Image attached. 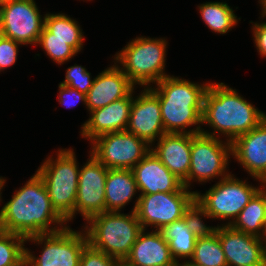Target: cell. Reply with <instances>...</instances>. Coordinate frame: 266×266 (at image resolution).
<instances>
[{
	"label": "cell",
	"instance_id": "obj_41",
	"mask_svg": "<svg viewBox=\"0 0 266 266\" xmlns=\"http://www.w3.org/2000/svg\"><path fill=\"white\" fill-rule=\"evenodd\" d=\"M7 0H0V7L6 2Z\"/></svg>",
	"mask_w": 266,
	"mask_h": 266
},
{
	"label": "cell",
	"instance_id": "obj_10",
	"mask_svg": "<svg viewBox=\"0 0 266 266\" xmlns=\"http://www.w3.org/2000/svg\"><path fill=\"white\" fill-rule=\"evenodd\" d=\"M194 200L195 192H190L183 186L176 192L139 194L132 211L137 214L143 229L152 225L155 230H161L173 221L183 218Z\"/></svg>",
	"mask_w": 266,
	"mask_h": 266
},
{
	"label": "cell",
	"instance_id": "obj_26",
	"mask_svg": "<svg viewBox=\"0 0 266 266\" xmlns=\"http://www.w3.org/2000/svg\"><path fill=\"white\" fill-rule=\"evenodd\" d=\"M187 262L193 266H228L217 233L197 238L193 256Z\"/></svg>",
	"mask_w": 266,
	"mask_h": 266
},
{
	"label": "cell",
	"instance_id": "obj_33",
	"mask_svg": "<svg viewBox=\"0 0 266 266\" xmlns=\"http://www.w3.org/2000/svg\"><path fill=\"white\" fill-rule=\"evenodd\" d=\"M19 45L22 44L0 34V72L17 61Z\"/></svg>",
	"mask_w": 266,
	"mask_h": 266
},
{
	"label": "cell",
	"instance_id": "obj_31",
	"mask_svg": "<svg viewBox=\"0 0 266 266\" xmlns=\"http://www.w3.org/2000/svg\"><path fill=\"white\" fill-rule=\"evenodd\" d=\"M90 75L85 67L75 64L66 70L65 80L60 84L87 94L94 82Z\"/></svg>",
	"mask_w": 266,
	"mask_h": 266
},
{
	"label": "cell",
	"instance_id": "obj_39",
	"mask_svg": "<svg viewBox=\"0 0 266 266\" xmlns=\"http://www.w3.org/2000/svg\"><path fill=\"white\" fill-rule=\"evenodd\" d=\"M262 186H261V191L265 194V196H266V182H263L262 184H261Z\"/></svg>",
	"mask_w": 266,
	"mask_h": 266
},
{
	"label": "cell",
	"instance_id": "obj_12",
	"mask_svg": "<svg viewBox=\"0 0 266 266\" xmlns=\"http://www.w3.org/2000/svg\"><path fill=\"white\" fill-rule=\"evenodd\" d=\"M44 22L34 0H7L0 7V34L23 46L37 45Z\"/></svg>",
	"mask_w": 266,
	"mask_h": 266
},
{
	"label": "cell",
	"instance_id": "obj_27",
	"mask_svg": "<svg viewBox=\"0 0 266 266\" xmlns=\"http://www.w3.org/2000/svg\"><path fill=\"white\" fill-rule=\"evenodd\" d=\"M84 40H60L50 38V32L44 27L40 34L38 45H41L45 53L57 64L71 60L83 48Z\"/></svg>",
	"mask_w": 266,
	"mask_h": 266
},
{
	"label": "cell",
	"instance_id": "obj_38",
	"mask_svg": "<svg viewBox=\"0 0 266 266\" xmlns=\"http://www.w3.org/2000/svg\"><path fill=\"white\" fill-rule=\"evenodd\" d=\"M116 266H131V265H129L128 263H126L124 260H122V261H118L117 264H116Z\"/></svg>",
	"mask_w": 266,
	"mask_h": 266
},
{
	"label": "cell",
	"instance_id": "obj_37",
	"mask_svg": "<svg viewBox=\"0 0 266 266\" xmlns=\"http://www.w3.org/2000/svg\"><path fill=\"white\" fill-rule=\"evenodd\" d=\"M6 182V179H4L2 176L0 177V202L2 201L1 200V190L3 189L4 187V183Z\"/></svg>",
	"mask_w": 266,
	"mask_h": 266
},
{
	"label": "cell",
	"instance_id": "obj_6",
	"mask_svg": "<svg viewBox=\"0 0 266 266\" xmlns=\"http://www.w3.org/2000/svg\"><path fill=\"white\" fill-rule=\"evenodd\" d=\"M79 165L73 149H59L36 171L43 179L53 208L66 221L73 213L78 191Z\"/></svg>",
	"mask_w": 266,
	"mask_h": 266
},
{
	"label": "cell",
	"instance_id": "obj_30",
	"mask_svg": "<svg viewBox=\"0 0 266 266\" xmlns=\"http://www.w3.org/2000/svg\"><path fill=\"white\" fill-rule=\"evenodd\" d=\"M211 218L204 208L196 201V199L186 209L183 219L190 231L197 237H208L216 234L217 227L206 226L201 217Z\"/></svg>",
	"mask_w": 266,
	"mask_h": 266
},
{
	"label": "cell",
	"instance_id": "obj_4",
	"mask_svg": "<svg viewBox=\"0 0 266 266\" xmlns=\"http://www.w3.org/2000/svg\"><path fill=\"white\" fill-rule=\"evenodd\" d=\"M87 223L89 225L83 231L88 243L119 261L125 260L143 230L135 211L131 214L105 211L93 216Z\"/></svg>",
	"mask_w": 266,
	"mask_h": 266
},
{
	"label": "cell",
	"instance_id": "obj_34",
	"mask_svg": "<svg viewBox=\"0 0 266 266\" xmlns=\"http://www.w3.org/2000/svg\"><path fill=\"white\" fill-rule=\"evenodd\" d=\"M58 101L61 105L67 106V108L74 107L78 102L83 101L86 105V94L76 89L70 88L67 85L59 84ZM69 98L73 100L69 101Z\"/></svg>",
	"mask_w": 266,
	"mask_h": 266
},
{
	"label": "cell",
	"instance_id": "obj_1",
	"mask_svg": "<svg viewBox=\"0 0 266 266\" xmlns=\"http://www.w3.org/2000/svg\"><path fill=\"white\" fill-rule=\"evenodd\" d=\"M63 223L66 221L53 208L44 181L37 172L0 210V229L25 238L58 232L67 227Z\"/></svg>",
	"mask_w": 266,
	"mask_h": 266
},
{
	"label": "cell",
	"instance_id": "obj_21",
	"mask_svg": "<svg viewBox=\"0 0 266 266\" xmlns=\"http://www.w3.org/2000/svg\"><path fill=\"white\" fill-rule=\"evenodd\" d=\"M124 261L131 266H178L160 230L143 229Z\"/></svg>",
	"mask_w": 266,
	"mask_h": 266
},
{
	"label": "cell",
	"instance_id": "obj_17",
	"mask_svg": "<svg viewBox=\"0 0 266 266\" xmlns=\"http://www.w3.org/2000/svg\"><path fill=\"white\" fill-rule=\"evenodd\" d=\"M133 92L132 90L126 97L91 111L90 118L81 127V136L92 141L106 133L125 131L129 121Z\"/></svg>",
	"mask_w": 266,
	"mask_h": 266
},
{
	"label": "cell",
	"instance_id": "obj_13",
	"mask_svg": "<svg viewBox=\"0 0 266 266\" xmlns=\"http://www.w3.org/2000/svg\"><path fill=\"white\" fill-rule=\"evenodd\" d=\"M108 168L99 162L91 153L89 160L79 170L78 191L74 213L66 220H73L79 213L86 221L95 215L105 212V183Z\"/></svg>",
	"mask_w": 266,
	"mask_h": 266
},
{
	"label": "cell",
	"instance_id": "obj_20",
	"mask_svg": "<svg viewBox=\"0 0 266 266\" xmlns=\"http://www.w3.org/2000/svg\"><path fill=\"white\" fill-rule=\"evenodd\" d=\"M157 141V146L151 147V151L184 182L190 171L191 134L166 133Z\"/></svg>",
	"mask_w": 266,
	"mask_h": 266
},
{
	"label": "cell",
	"instance_id": "obj_29",
	"mask_svg": "<svg viewBox=\"0 0 266 266\" xmlns=\"http://www.w3.org/2000/svg\"><path fill=\"white\" fill-rule=\"evenodd\" d=\"M44 27L50 32V38L84 40V33L77 21L63 13L45 14Z\"/></svg>",
	"mask_w": 266,
	"mask_h": 266
},
{
	"label": "cell",
	"instance_id": "obj_32",
	"mask_svg": "<svg viewBox=\"0 0 266 266\" xmlns=\"http://www.w3.org/2000/svg\"><path fill=\"white\" fill-rule=\"evenodd\" d=\"M118 261L88 243L82 251L79 266H116Z\"/></svg>",
	"mask_w": 266,
	"mask_h": 266
},
{
	"label": "cell",
	"instance_id": "obj_5",
	"mask_svg": "<svg viewBox=\"0 0 266 266\" xmlns=\"http://www.w3.org/2000/svg\"><path fill=\"white\" fill-rule=\"evenodd\" d=\"M166 48L164 38L136 37L115 54L114 60L123 66L120 68L134 86L149 87L169 76L164 72Z\"/></svg>",
	"mask_w": 266,
	"mask_h": 266
},
{
	"label": "cell",
	"instance_id": "obj_8",
	"mask_svg": "<svg viewBox=\"0 0 266 266\" xmlns=\"http://www.w3.org/2000/svg\"><path fill=\"white\" fill-rule=\"evenodd\" d=\"M229 174L220 179L205 194L195 191L196 201L204 208L208 215L214 219L228 220L229 225L239 215L241 210L249 203L253 196L261 189L246 181L239 180Z\"/></svg>",
	"mask_w": 266,
	"mask_h": 266
},
{
	"label": "cell",
	"instance_id": "obj_25",
	"mask_svg": "<svg viewBox=\"0 0 266 266\" xmlns=\"http://www.w3.org/2000/svg\"><path fill=\"white\" fill-rule=\"evenodd\" d=\"M198 9L202 20L217 34L228 33L240 19L226 2H206L198 6Z\"/></svg>",
	"mask_w": 266,
	"mask_h": 266
},
{
	"label": "cell",
	"instance_id": "obj_28",
	"mask_svg": "<svg viewBox=\"0 0 266 266\" xmlns=\"http://www.w3.org/2000/svg\"><path fill=\"white\" fill-rule=\"evenodd\" d=\"M26 238L0 229V266H25Z\"/></svg>",
	"mask_w": 266,
	"mask_h": 266
},
{
	"label": "cell",
	"instance_id": "obj_3",
	"mask_svg": "<svg viewBox=\"0 0 266 266\" xmlns=\"http://www.w3.org/2000/svg\"><path fill=\"white\" fill-rule=\"evenodd\" d=\"M209 84H198L169 75L157 82V87H149L158 96L165 133H201L204 95ZM193 125L198 126L187 131L186 127Z\"/></svg>",
	"mask_w": 266,
	"mask_h": 266
},
{
	"label": "cell",
	"instance_id": "obj_22",
	"mask_svg": "<svg viewBox=\"0 0 266 266\" xmlns=\"http://www.w3.org/2000/svg\"><path fill=\"white\" fill-rule=\"evenodd\" d=\"M138 190L132 170L108 169L105 183V211L120 212Z\"/></svg>",
	"mask_w": 266,
	"mask_h": 266
},
{
	"label": "cell",
	"instance_id": "obj_11",
	"mask_svg": "<svg viewBox=\"0 0 266 266\" xmlns=\"http://www.w3.org/2000/svg\"><path fill=\"white\" fill-rule=\"evenodd\" d=\"M90 152L108 169H129L150 151L151 145L128 131L106 133L91 141Z\"/></svg>",
	"mask_w": 266,
	"mask_h": 266
},
{
	"label": "cell",
	"instance_id": "obj_14",
	"mask_svg": "<svg viewBox=\"0 0 266 266\" xmlns=\"http://www.w3.org/2000/svg\"><path fill=\"white\" fill-rule=\"evenodd\" d=\"M216 233L228 266H266V239L227 224L218 226Z\"/></svg>",
	"mask_w": 266,
	"mask_h": 266
},
{
	"label": "cell",
	"instance_id": "obj_40",
	"mask_svg": "<svg viewBox=\"0 0 266 266\" xmlns=\"http://www.w3.org/2000/svg\"><path fill=\"white\" fill-rule=\"evenodd\" d=\"M178 266H193V265L189 264L187 261H184L182 264L178 263Z\"/></svg>",
	"mask_w": 266,
	"mask_h": 266
},
{
	"label": "cell",
	"instance_id": "obj_36",
	"mask_svg": "<svg viewBox=\"0 0 266 266\" xmlns=\"http://www.w3.org/2000/svg\"><path fill=\"white\" fill-rule=\"evenodd\" d=\"M259 3L261 5V10H262V14L261 16L264 17L266 16V0H259Z\"/></svg>",
	"mask_w": 266,
	"mask_h": 266
},
{
	"label": "cell",
	"instance_id": "obj_35",
	"mask_svg": "<svg viewBox=\"0 0 266 266\" xmlns=\"http://www.w3.org/2000/svg\"><path fill=\"white\" fill-rule=\"evenodd\" d=\"M254 42L259 54L266 57V22L253 23Z\"/></svg>",
	"mask_w": 266,
	"mask_h": 266
},
{
	"label": "cell",
	"instance_id": "obj_2",
	"mask_svg": "<svg viewBox=\"0 0 266 266\" xmlns=\"http://www.w3.org/2000/svg\"><path fill=\"white\" fill-rule=\"evenodd\" d=\"M266 114L241 97L236 89L224 83H210L204 95L201 124L209 125L211 133L201 130L207 136L226 135L232 142L238 136L257 127Z\"/></svg>",
	"mask_w": 266,
	"mask_h": 266
},
{
	"label": "cell",
	"instance_id": "obj_19",
	"mask_svg": "<svg viewBox=\"0 0 266 266\" xmlns=\"http://www.w3.org/2000/svg\"><path fill=\"white\" fill-rule=\"evenodd\" d=\"M131 170L140 194L176 192L184 186L152 151Z\"/></svg>",
	"mask_w": 266,
	"mask_h": 266
},
{
	"label": "cell",
	"instance_id": "obj_9",
	"mask_svg": "<svg viewBox=\"0 0 266 266\" xmlns=\"http://www.w3.org/2000/svg\"><path fill=\"white\" fill-rule=\"evenodd\" d=\"M231 155V142L220 140V137H211L199 134H191V163L187 179L183 182L186 188H190L191 181L207 182L212 178L229 175L227 166Z\"/></svg>",
	"mask_w": 266,
	"mask_h": 266
},
{
	"label": "cell",
	"instance_id": "obj_16",
	"mask_svg": "<svg viewBox=\"0 0 266 266\" xmlns=\"http://www.w3.org/2000/svg\"><path fill=\"white\" fill-rule=\"evenodd\" d=\"M231 155L251 177L266 182V118L231 142Z\"/></svg>",
	"mask_w": 266,
	"mask_h": 266
},
{
	"label": "cell",
	"instance_id": "obj_24",
	"mask_svg": "<svg viewBox=\"0 0 266 266\" xmlns=\"http://www.w3.org/2000/svg\"><path fill=\"white\" fill-rule=\"evenodd\" d=\"M160 232L168 242L176 262L179 263V258L185 260L193 256L197 237L190 231L183 218L164 226Z\"/></svg>",
	"mask_w": 266,
	"mask_h": 266
},
{
	"label": "cell",
	"instance_id": "obj_15",
	"mask_svg": "<svg viewBox=\"0 0 266 266\" xmlns=\"http://www.w3.org/2000/svg\"><path fill=\"white\" fill-rule=\"evenodd\" d=\"M134 98L126 131L153 146L157 138L166 134L158 96L149 87H144L140 95Z\"/></svg>",
	"mask_w": 266,
	"mask_h": 266
},
{
	"label": "cell",
	"instance_id": "obj_7",
	"mask_svg": "<svg viewBox=\"0 0 266 266\" xmlns=\"http://www.w3.org/2000/svg\"><path fill=\"white\" fill-rule=\"evenodd\" d=\"M36 244H42L39 257L25 248V266H79L84 247L88 244L86 232L66 228L55 232L34 235L26 238Z\"/></svg>",
	"mask_w": 266,
	"mask_h": 266
},
{
	"label": "cell",
	"instance_id": "obj_18",
	"mask_svg": "<svg viewBox=\"0 0 266 266\" xmlns=\"http://www.w3.org/2000/svg\"><path fill=\"white\" fill-rule=\"evenodd\" d=\"M114 64L94 78L93 85L86 94V108L89 112L122 99L134 90V85L120 66L115 62Z\"/></svg>",
	"mask_w": 266,
	"mask_h": 266
},
{
	"label": "cell",
	"instance_id": "obj_23",
	"mask_svg": "<svg viewBox=\"0 0 266 266\" xmlns=\"http://www.w3.org/2000/svg\"><path fill=\"white\" fill-rule=\"evenodd\" d=\"M229 225L238 231L266 239L265 194L259 190Z\"/></svg>",
	"mask_w": 266,
	"mask_h": 266
}]
</instances>
